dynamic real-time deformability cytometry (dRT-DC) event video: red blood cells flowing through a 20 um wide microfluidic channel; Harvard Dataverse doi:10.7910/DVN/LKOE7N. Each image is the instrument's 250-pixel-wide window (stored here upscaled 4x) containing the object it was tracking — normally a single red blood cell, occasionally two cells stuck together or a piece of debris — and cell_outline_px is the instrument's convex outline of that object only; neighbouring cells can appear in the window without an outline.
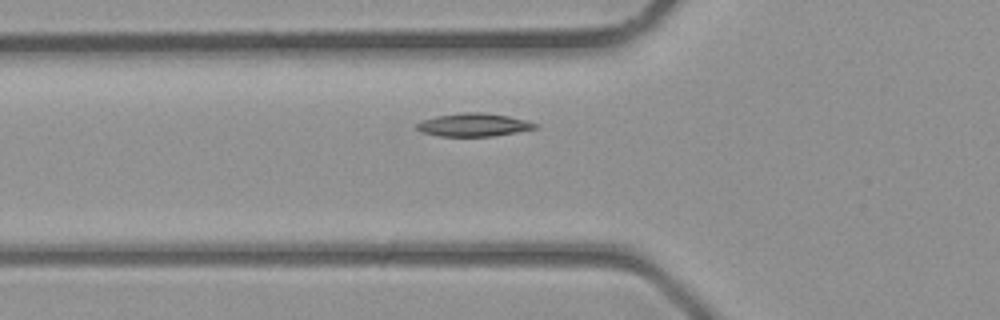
{"species": "common noctule bat (a hibernating species)", "species_latin": "Nyctalus noctula", "temperature_condition": "room temperature", "stored_images_in_passage": 24, "camera_frame_rate_fps": 3000, "um_per_image_px": 0.085, "animal": {"sex": "male", "body_mass_g": 23.1, "forearm_length_mm": 52.7}, "frame": {"image": 1, "passage_image": 2, "time_ms": 0.333, "image_size_px": [1000, 320], "cell_outline_px": [[540, 124], [536, 128], [516, 132], [492, 136], [440, 136], [420, 132], [412, 128], [416, 124], [424, 120], [436, 116], [464, 112], [484, 112], [508, 116]], "centroid_in_image_um": [40.22, 10.61], "position_along_channel_um": 85.6, "area_um2": 15.95}}
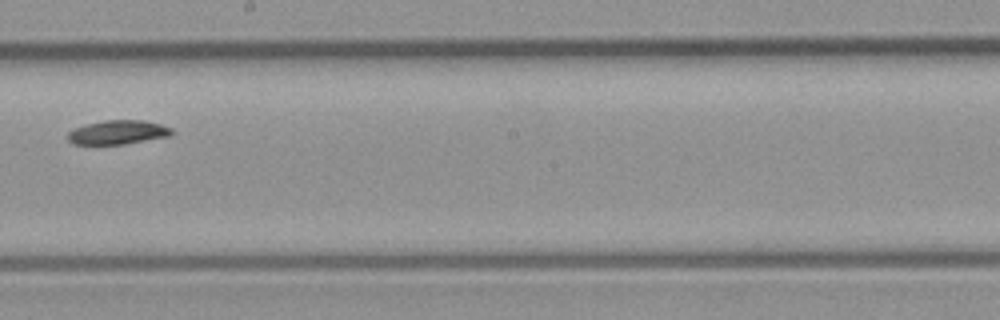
{"frame": {"image": 2, "passage_image": 11, "time_ms": 3.333, "image_size_px": [1000, 320], "cell_outline_px": [[172, 136], [124, 144], [72, 144], [68, 140], [68, 132], [76, 128], [88, 124], [104, 120], [144, 120], [160, 124], [172, 128]], "centroid_in_image_um": [10.05, 11.25], "position_along_channel_um": 238.1, "area_um2": 14.51}}
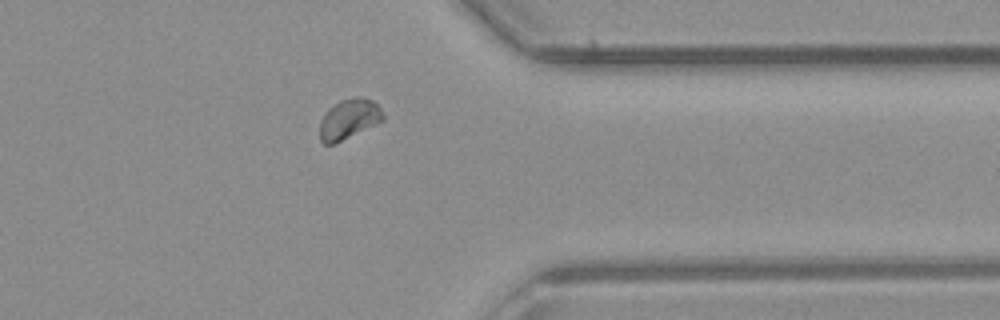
{"frame": {"image": 3, "passage_image": 20, "time_ms": 6.333, "image_size_px": [1000, 320], "cell_outline_px": [[384, 120], [376, 124], [332, 144], [324, 144], [320, 140], [320, 120], [324, 112], [328, 108], [340, 100], [356, 96], [372, 100], [380, 108], [384, 116]], "centroid_in_image_um": [29.63, 10.1], "position_along_channel_um": 381.8, "area_um2": 14.62}}